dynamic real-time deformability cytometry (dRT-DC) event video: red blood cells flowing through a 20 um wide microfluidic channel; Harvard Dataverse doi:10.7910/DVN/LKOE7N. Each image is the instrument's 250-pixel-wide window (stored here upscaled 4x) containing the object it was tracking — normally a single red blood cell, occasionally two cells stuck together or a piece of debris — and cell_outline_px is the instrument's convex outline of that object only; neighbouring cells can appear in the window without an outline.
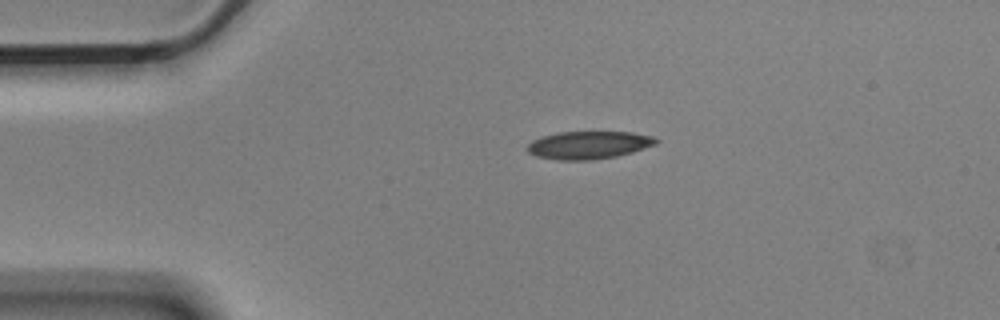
{"species": "Egyptian fruit bat (a non-hibernating species)", "species_latin": "Rousettus aegyptiacus", "temperature_condition": "cold", "stored_images_in_passage": 2, "camera_frame_rate_fps": 3000, "um_per_image_px": 0.085, "animal": {"sex": "male"}, "frame": {"image": 1, "passage_image": 1, "time_ms": 0.0, "image_size_px": [1000, 320], "cell_outline_px": [[660, 140], [656, 144], [632, 152], [616, 156], [588, 160], [556, 160], [536, 156], [528, 152], [528, 144], [532, 140], [544, 136], [560, 132], [632, 132], [652, 136]], "centroid_in_image_um": [50.04, 12.33], "position_along_channel_um": 35.0, "area_um2": 20.69}}